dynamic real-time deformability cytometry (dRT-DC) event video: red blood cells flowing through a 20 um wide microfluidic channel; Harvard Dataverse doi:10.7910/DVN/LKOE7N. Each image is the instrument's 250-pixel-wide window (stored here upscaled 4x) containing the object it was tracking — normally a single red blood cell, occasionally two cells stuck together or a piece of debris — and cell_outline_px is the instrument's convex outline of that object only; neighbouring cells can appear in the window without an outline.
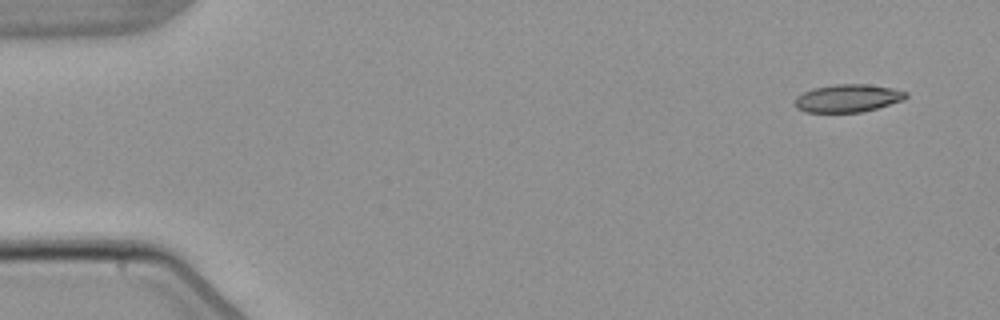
{"species": "common noctule bat (a hibernating species)", "species_latin": "Nyctalus noctula", "temperature_condition": "warm", "stored_images_in_passage": 4, "camera_frame_rate_fps": 3000, "um_per_image_px": 0.085, "animal": {"sex": "male", "body_mass_g": 21.5, "forearm_length_mm": 52.0}, "frame": {"image": 1, "passage_image": 1, "time_ms": 0.0, "image_size_px": [1000, 320], "cell_outline_px": [[908, 96], [904, 100], [876, 108], [860, 112], [804, 112], [796, 108], [792, 104], [796, 96], [812, 88], [832, 84], [868, 84], [892, 88], [908, 92]], "centroid_in_image_um": [72.02, 8.34], "position_along_channel_um": 13.0, "area_um2": 18.21}}
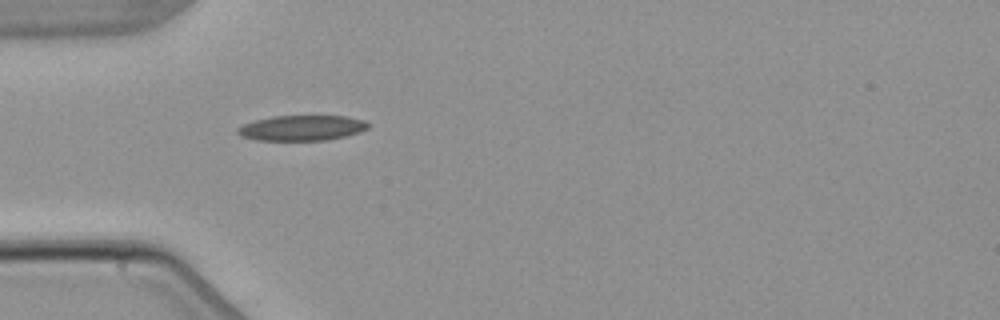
{"frame": {"image": 2, "passage_image": 4, "time_ms": 4.333, "image_size_px": [1000, 320], "cell_outline_px": [[368, 128], [360, 132], [328, 140], [256, 140], [240, 136], [236, 132], [236, 128], [244, 124], [256, 120], [272, 116], [348, 116], [364, 120], [368, 124]], "centroid_in_image_um": [25.64, 10.87], "position_along_channel_um": 59.4, "area_um2": 19.25}}